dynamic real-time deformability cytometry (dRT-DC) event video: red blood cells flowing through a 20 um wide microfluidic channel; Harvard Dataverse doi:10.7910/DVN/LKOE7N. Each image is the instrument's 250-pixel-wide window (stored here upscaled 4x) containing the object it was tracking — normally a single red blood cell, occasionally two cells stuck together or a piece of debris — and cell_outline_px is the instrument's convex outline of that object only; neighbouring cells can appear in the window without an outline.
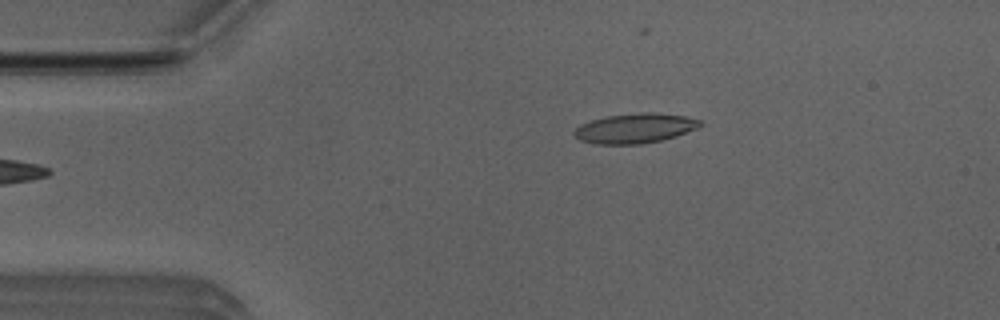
{"species": "Egyptian fruit bat (a non-hibernating species)", "species_latin": "Rousettus aegyptiacus", "temperature_condition": "room temperature", "stored_images_in_passage": 6, "camera_frame_rate_fps": 3000, "um_per_image_px": 0.085, "animal": {"sex": "male"}, "frame": {"image": 1, "passage_image": 1, "time_ms": 0.0, "image_size_px": [1000, 320], "cell_outline_px": [[704, 124], [696, 128], [676, 136], [660, 140], [640, 144], [596, 144], [580, 140], [572, 132], [580, 124], [604, 116], [644, 112], [652, 112], [684, 116], [700, 120]], "centroid_in_image_um": [53.95, 10.9], "position_along_channel_um": 31.0, "area_um2": 21.73}}